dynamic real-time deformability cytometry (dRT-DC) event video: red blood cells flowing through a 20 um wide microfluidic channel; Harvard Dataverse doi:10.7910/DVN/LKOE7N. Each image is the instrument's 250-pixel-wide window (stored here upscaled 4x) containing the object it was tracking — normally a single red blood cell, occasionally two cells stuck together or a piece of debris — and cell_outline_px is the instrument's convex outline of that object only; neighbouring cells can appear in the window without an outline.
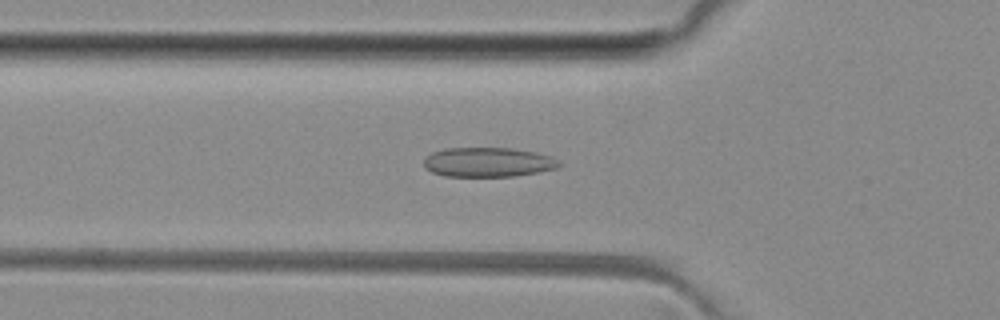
{"species": "common noctule bat (a hibernating species)", "species_latin": "Nyctalus noctula", "temperature_condition": "room temperature", "stored_images_in_passage": 50, "camera_frame_rate_fps": 3000, "um_per_image_px": 0.085, "animal": {"sex": "female", "body_mass_g": 29.2, "forearm_length_mm": 56.3}, "frame": {"image": 1, "passage_image": 17, "time_ms": 5.333, "image_size_px": [1000, 320], "cell_outline_px": [[564, 164], [560, 168], [512, 176], [444, 176], [432, 172], [424, 168], [424, 160], [432, 152], [444, 148], [512, 148], [536, 152], [560, 160]], "centroid_in_image_um": [41.51, 13.78], "position_along_channel_um": 84.3, "area_um2": 23.35}}
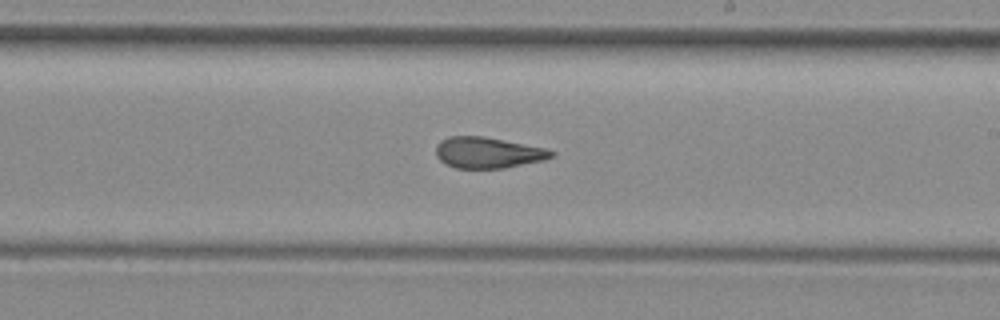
{"frame": {"image": 2, "passage_image": 29, "time_ms": 9.333, "image_size_px": [1000, 320], "cell_outline_px": [[556, 152], [552, 156], [544, 160], [504, 168], [456, 168], [440, 160], [436, 156], [436, 144], [440, 140], [448, 136], [484, 136], [548, 148]], "centroid_in_image_um": [41.48, 12.96], "position_along_channel_um": 247.5, "area_um2": 20.98}}
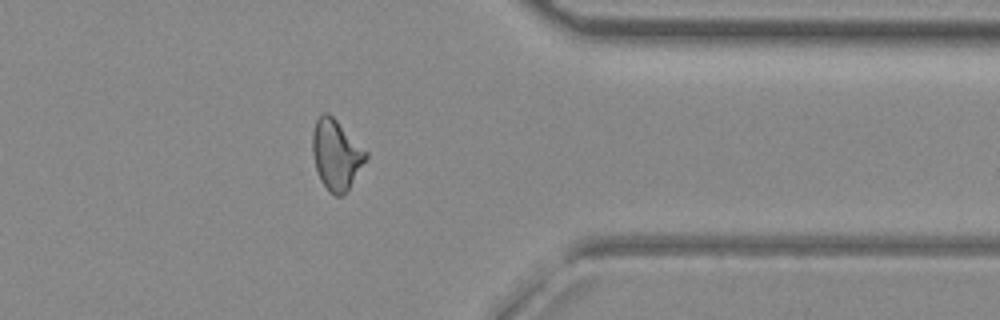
{"frame": {"image": 3, "passage_image": 40, "time_ms": 13.0, "image_size_px": [1000, 320], "cell_outline_px": [[368, 156], [344, 196], [336, 196], [328, 192], [320, 180], [312, 156], [312, 132], [316, 120], [320, 112], [328, 112], [368, 152]], "centroid_in_image_um": [28.55, 13.15], "position_along_channel_um": 382.9, "area_um2": 21.91}, "authors_computed_cell_mechanics": {"area_um2": 21.8484, "velocity_mm_per_s": 4.0681, "shape_relaxation_time_tau1_ms": null, "shape_relaxation_time_tau2_ms": 1.9507, "deformation_change_tau1": null, "deformation_change_tau2": 0.0988}}